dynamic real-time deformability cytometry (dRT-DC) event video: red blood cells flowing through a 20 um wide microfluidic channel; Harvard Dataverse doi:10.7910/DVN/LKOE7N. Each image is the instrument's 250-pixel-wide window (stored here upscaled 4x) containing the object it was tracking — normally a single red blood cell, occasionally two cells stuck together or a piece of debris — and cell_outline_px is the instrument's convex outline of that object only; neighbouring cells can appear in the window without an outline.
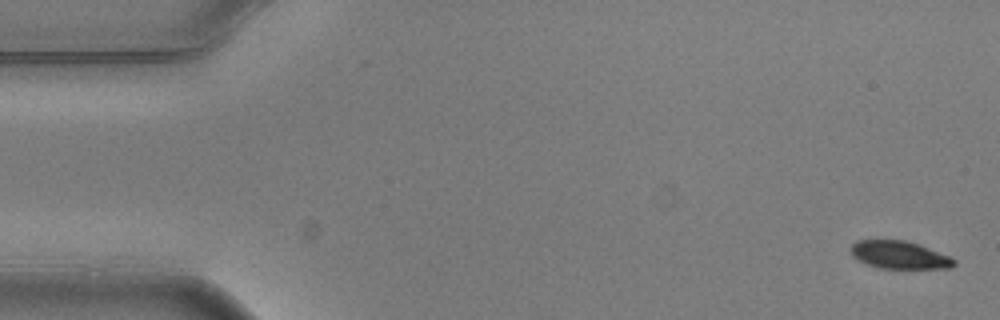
{"species": "common noctule bat (a hibernating species)", "species_latin": "Nyctalus noctula", "temperature_condition": "warm", "stored_images_in_passage": 5, "camera_frame_rate_fps": 3000, "um_per_image_px": 0.085, "animal": {"sex": "male", "body_mass_g": 20.5, "forearm_length_mm": 52.5}, "frame": {"image": 1, "passage_image": 1, "time_ms": 0.0, "image_size_px": [1000, 320], "cell_outline_px": [[956, 264], [952, 268], [880, 268], [868, 264], [852, 256], [852, 244], [856, 240], [904, 240], [920, 244], [952, 256], [956, 260]], "centroid_in_image_um": [76.52, 21.66], "position_along_channel_um": 8.5, "area_um2": 16.76}}
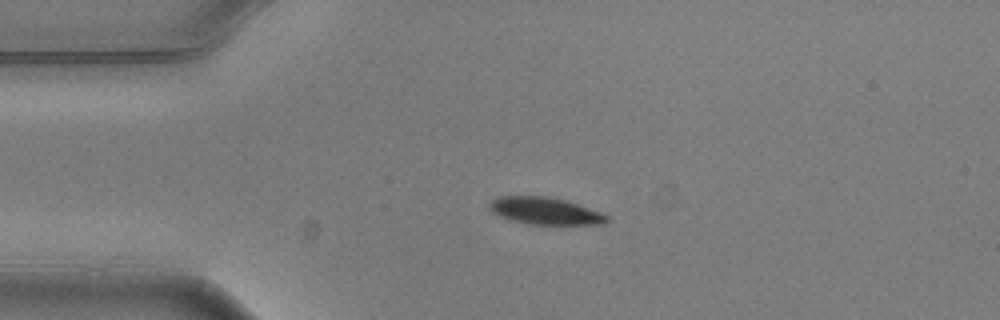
{"frame": {"image": 2, "passage_image": 4, "time_ms": 1.0, "image_size_px": [1000, 320], "cell_outline_px": [[608, 220], [604, 224], [528, 224], [512, 220], [500, 216], [492, 212], [488, 208], [488, 204], [496, 196], [544, 196], [564, 200], [600, 212], [608, 216]], "centroid_in_image_um": [46.27, 17.92], "position_along_channel_um": 38.7, "area_um2": 18.32}}